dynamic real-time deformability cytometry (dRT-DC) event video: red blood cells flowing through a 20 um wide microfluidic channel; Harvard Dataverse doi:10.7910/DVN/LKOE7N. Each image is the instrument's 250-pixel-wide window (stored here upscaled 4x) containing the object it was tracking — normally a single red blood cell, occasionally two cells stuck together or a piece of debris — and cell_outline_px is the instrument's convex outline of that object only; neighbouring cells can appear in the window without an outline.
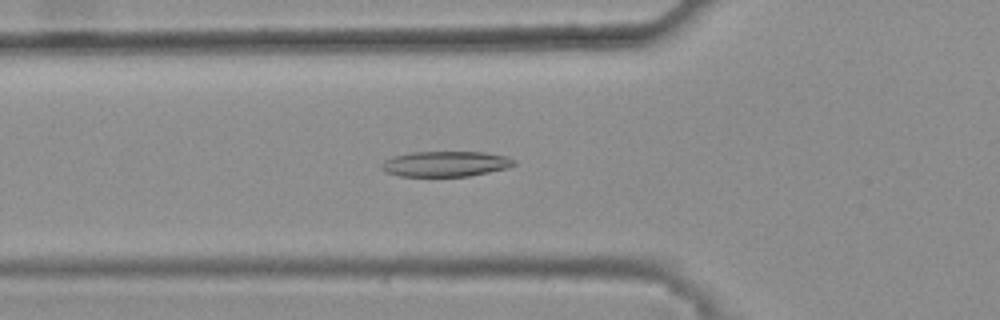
{"species": "common noctule bat (a hibernating species)", "species_latin": "Nyctalus noctula", "temperature_condition": "warm", "stored_images_in_passage": 46, "camera_frame_rate_fps": 3000, "um_per_image_px": 0.085, "animal": {"sex": "female", "body_mass_g": 25.1}, "frame": {"image": 1, "passage_image": 19, "time_ms": 6.0, "image_size_px": [1000, 320], "cell_outline_px": [[516, 164], [508, 168], [468, 176], [400, 176], [384, 172], [380, 168], [380, 164], [384, 160], [392, 156], [412, 152], [484, 152], [504, 156], [516, 160]], "centroid_in_image_um": [37.83, 13.93], "position_along_channel_um": 88.0, "area_um2": 19.71}}
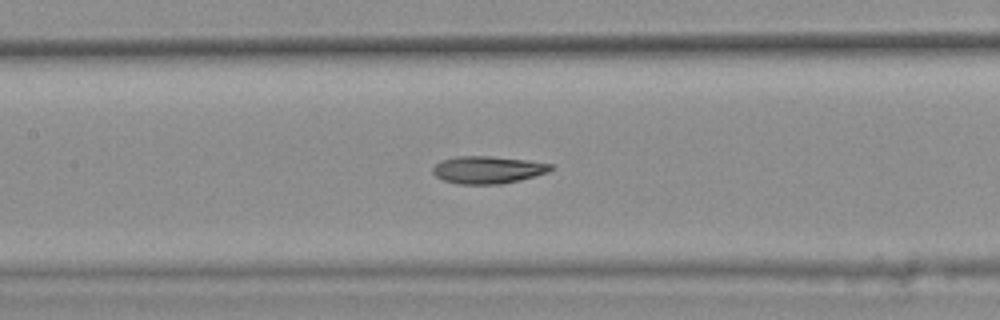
{"frame": {"image": 2, "passage_image": 25, "time_ms": 8.0, "image_size_px": [1000, 320], "cell_outline_px": [[556, 168], [548, 172], [520, 180], [500, 184], [460, 184], [444, 180], [436, 176], [432, 172], [432, 168], [436, 164], [444, 160], [456, 156], [492, 156], [528, 160], [552, 164]], "centroid_in_image_um": [41.5, 14.43], "position_along_channel_um": 165.9, "area_um2": 18.84}}
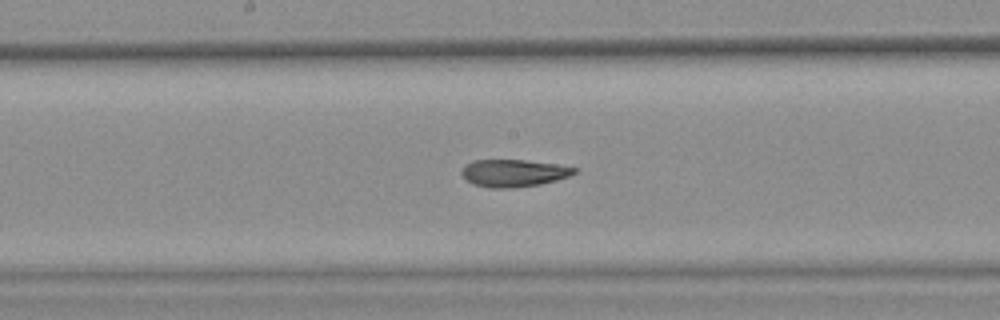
{"frame": {"image": 3, "passage_image": 28, "time_ms": 9.0, "image_size_px": [1000, 320], "cell_outline_px": [[580, 168], [576, 172], [568, 176], [556, 180], [540, 184], [512, 188], [492, 188], [476, 184], [468, 180], [460, 172], [464, 164], [472, 160], [524, 160], [556, 164]], "centroid_in_image_um": [43.67, 14.7], "position_along_channel_um": 204.5, "area_um2": 17.86}, "authors_computed_cell_mechanics": {"area_um2": 19.074, "velocity_mm_per_s": 3.8773, "shape_relaxation_time_tau1_ms": null, "shape_relaxation_time_tau2_ms": 2.7513, "deformation_change_tau1": null, "deformation_change_tau2": 0.1042}}